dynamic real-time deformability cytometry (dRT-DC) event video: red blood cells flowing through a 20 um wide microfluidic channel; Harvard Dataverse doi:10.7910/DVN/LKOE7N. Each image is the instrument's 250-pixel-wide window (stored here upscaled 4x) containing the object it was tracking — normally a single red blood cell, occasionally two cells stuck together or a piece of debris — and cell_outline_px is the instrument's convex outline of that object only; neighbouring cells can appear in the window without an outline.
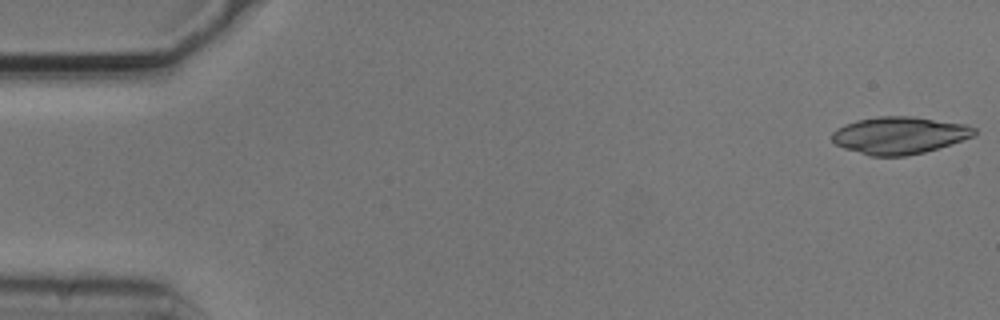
{"species": "common noctule bat (a hibernating species)", "species_latin": "Nyctalus noctula", "temperature_condition": "cold", "stored_images_in_passage": 4, "camera_frame_rate_fps": 3000, "um_per_image_px": 0.085, "animal": {"sex": "male", "body_mass_g": 20.5, "forearm_length_mm": 52.5}, "frame": {"image": 1, "passage_image": 1, "time_ms": 0.0, "image_size_px": [1000, 320], "cell_outline_px": [[976, 136], [924, 152], [904, 156], [868, 156], [844, 148], [836, 144], [832, 140], [832, 132], [836, 128], [844, 124], [856, 120], [880, 116], [912, 116], [968, 124], [976, 128]], "centroid_in_image_um": [76.46, 11.49], "position_along_channel_um": 8.5, "area_um2": 31.1}}